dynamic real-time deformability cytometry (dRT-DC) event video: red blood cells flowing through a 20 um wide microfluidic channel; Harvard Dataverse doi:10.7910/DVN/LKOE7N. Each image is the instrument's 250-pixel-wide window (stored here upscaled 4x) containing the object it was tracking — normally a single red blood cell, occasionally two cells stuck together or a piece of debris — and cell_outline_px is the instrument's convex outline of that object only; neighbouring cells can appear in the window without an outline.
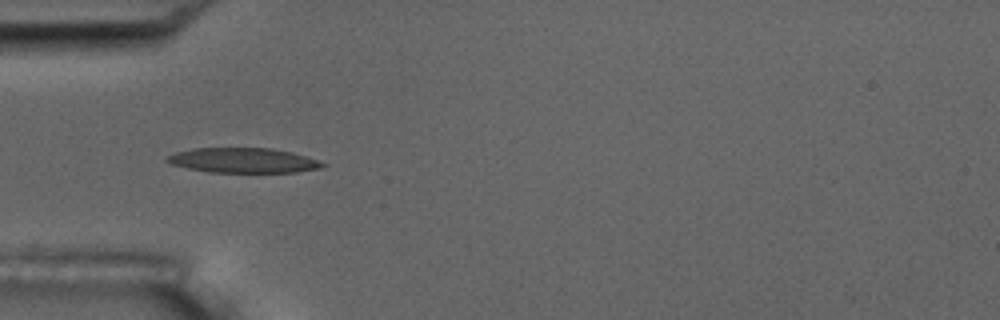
{"species": "common noctule bat (a hibernating species)", "species_latin": "Nyctalus noctula", "temperature_condition": "room temperature", "stored_images_in_passage": 9, "camera_frame_rate_fps": 3000, "um_per_image_px": 0.085, "animal": {"sex": "male", "body_mass_g": 17.5, "forearm_length_mm": 52.3}, "frame": {"image": 1, "passage_image": 3, "time_ms": 2.333, "image_size_px": [1000, 320], "cell_outline_px": [[328, 164], [320, 168], [296, 172], [208, 172], [188, 168], [172, 164], [164, 160], [168, 156], [176, 152], [196, 148], [272, 148], [292, 152]], "centroid_in_image_um": [20.67, 13.63], "position_along_channel_um": 64.3, "area_um2": 22.37}}
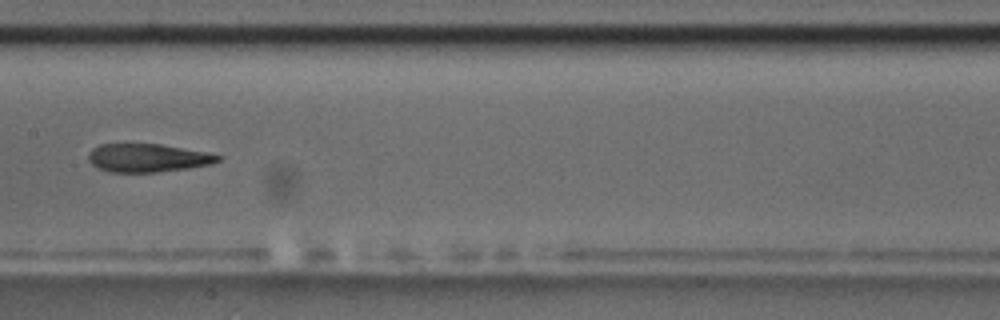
{"frame": {"image": 2, "passage_image": 6, "time_ms": 6.0, "image_size_px": [1000, 320], "cell_outline_px": [[224, 156], [220, 160], [208, 164], [188, 168], [156, 172], [108, 172], [96, 168], [88, 160], [88, 152], [92, 148], [100, 144], [160, 144], [204, 152]], "centroid_in_image_um": [12.49, 13.42], "position_along_channel_um": 194.9, "area_um2": 21.27}}
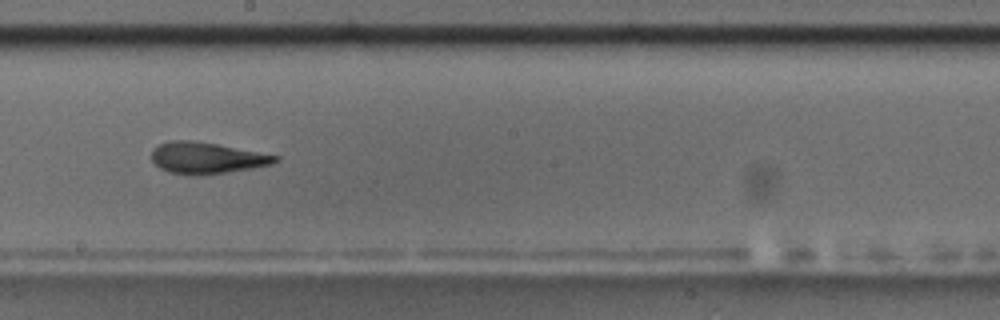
{"frame": {"image": 3, "passage_image": 7, "time_ms": 7.0, "image_size_px": [1000, 320], "cell_outline_px": [[280, 160], [272, 164], [252, 168], [196, 176], [188, 176], [168, 172], [160, 168], [152, 160], [152, 148], [156, 144], [168, 140], [192, 140], [216, 144], [280, 156]], "centroid_in_image_um": [17.51, 13.42], "position_along_channel_um": 230.7, "area_um2": 22.77}}